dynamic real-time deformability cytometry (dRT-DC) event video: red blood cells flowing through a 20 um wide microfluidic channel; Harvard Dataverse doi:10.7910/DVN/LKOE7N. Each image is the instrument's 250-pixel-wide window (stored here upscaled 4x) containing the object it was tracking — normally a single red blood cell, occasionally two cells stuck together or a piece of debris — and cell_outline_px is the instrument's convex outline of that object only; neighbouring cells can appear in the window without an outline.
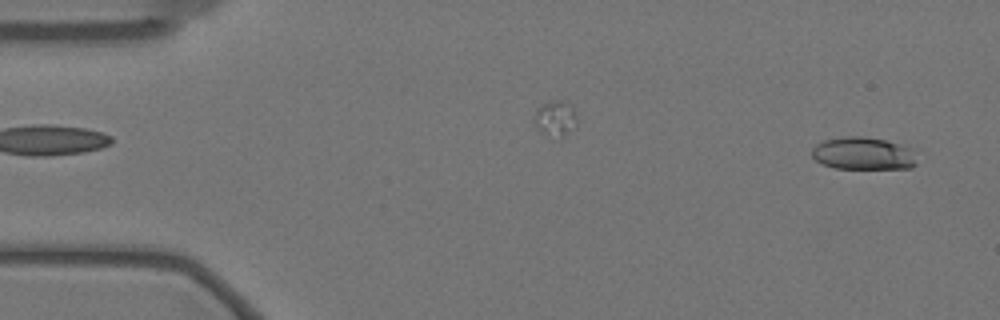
{"species": "Egyptian fruit bat (a non-hibernating species)", "species_latin": "Rousettus aegyptiacus", "temperature_condition": "warm", "stored_images_in_passage": 12, "camera_frame_rate_fps": 3000, "um_per_image_px": 0.085, "animal": {"sex": "female"}, "frame": {"image": 1, "passage_image": 2, "time_ms": 0.333, "image_size_px": [1000, 320], "cell_outline_px": [[916, 164], [912, 168], [836, 168], [824, 164], [816, 160], [812, 156], [812, 148], [816, 144], [824, 140], [844, 136], [864, 136], [884, 140], [908, 148]], "centroid_in_image_um": [73.29, 13.04], "position_along_channel_um": 11.7, "area_um2": 19.42}}